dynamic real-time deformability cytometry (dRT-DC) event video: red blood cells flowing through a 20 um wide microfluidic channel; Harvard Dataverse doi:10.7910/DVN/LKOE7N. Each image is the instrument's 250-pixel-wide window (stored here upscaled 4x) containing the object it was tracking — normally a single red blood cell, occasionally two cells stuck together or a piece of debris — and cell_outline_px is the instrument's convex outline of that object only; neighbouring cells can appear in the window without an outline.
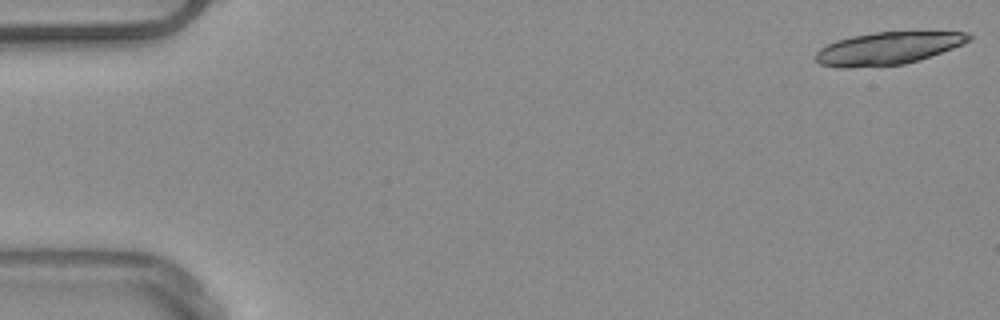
{"species": "common noctule bat (a hibernating species)", "species_latin": "Nyctalus noctula", "temperature_condition": "warm", "stored_images_in_passage": 20, "camera_frame_rate_fps": 3000, "um_per_image_px": 0.085, "animal": {"sex": "male", "body_mass_g": 20.4}, "frame": {"image": 1, "passage_image": 1, "time_ms": 0.0, "image_size_px": [1000, 320], "cell_outline_px": [[972, 40], [964, 44], [920, 60], [904, 64], [848, 68], [836, 68], [820, 64], [812, 56], [820, 48], [836, 40], [852, 36], [876, 32], [968, 32], [972, 36]], "centroid_in_image_um": [75.45, 4.11], "position_along_channel_um": 9.5, "area_um2": 29.19}}